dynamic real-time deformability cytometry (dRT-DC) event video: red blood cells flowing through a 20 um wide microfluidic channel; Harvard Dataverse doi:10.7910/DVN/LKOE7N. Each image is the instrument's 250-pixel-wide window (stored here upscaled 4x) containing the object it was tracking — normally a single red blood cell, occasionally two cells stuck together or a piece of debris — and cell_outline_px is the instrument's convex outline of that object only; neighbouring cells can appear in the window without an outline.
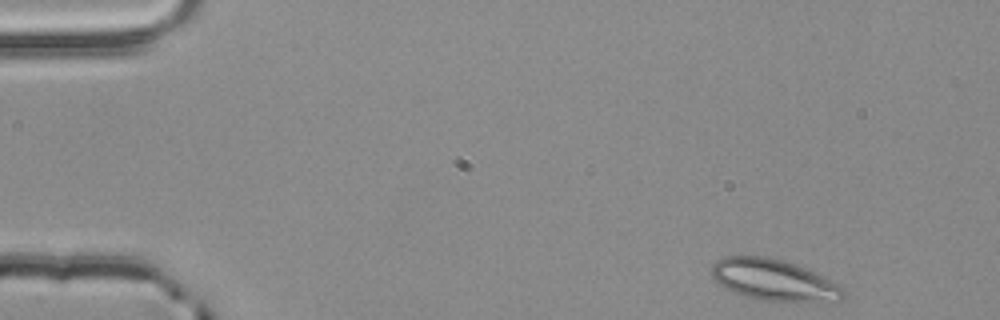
{"species": "common noctule bat (a hibernating species)", "species_latin": "Nyctalus noctula", "temperature_condition": "room temperature", "stored_images_in_passage": 50, "camera_frame_rate_fps": 3000, "um_per_image_px": 0.085, "animal": {"sex": "male", "body_mass_g": 20.4}, "frame": {"image": 1, "passage_image": 1, "time_ms": 0.0, "image_size_px": [1000, 320], "cell_outline_px": [[844, 296], [840, 300], [760, 300], [744, 296], [724, 288], [708, 272], [712, 264], [716, 260], [724, 256], [768, 256], [784, 260], [824, 276], [844, 288]], "centroid_in_image_um": [65.69, 23.76], "position_along_channel_um": 19.3, "area_um2": 31.39}}
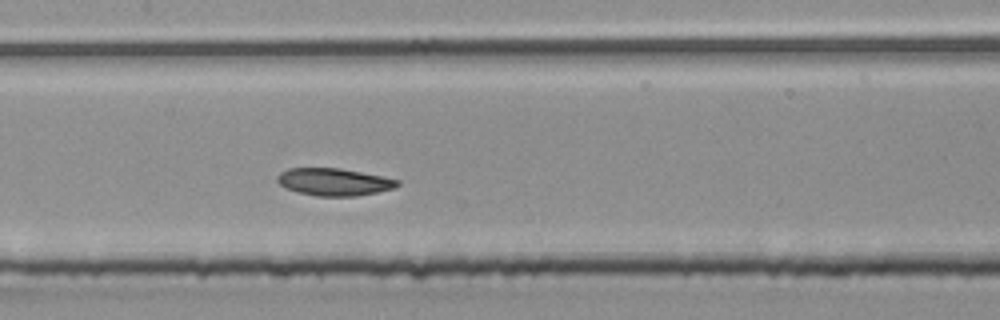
{"frame": {"image": 2, "passage_image": 22, "time_ms": 7.0, "image_size_px": [1000, 320], "cell_outline_px": [[400, 184], [396, 188], [356, 196], [316, 196], [300, 192], [288, 188], [280, 184], [276, 180], [276, 176], [280, 172], [288, 168], [340, 168], [384, 176], [400, 180]], "centroid_in_image_um": [28.43, 15.45], "position_along_channel_um": 179.0, "area_um2": 19.19}}
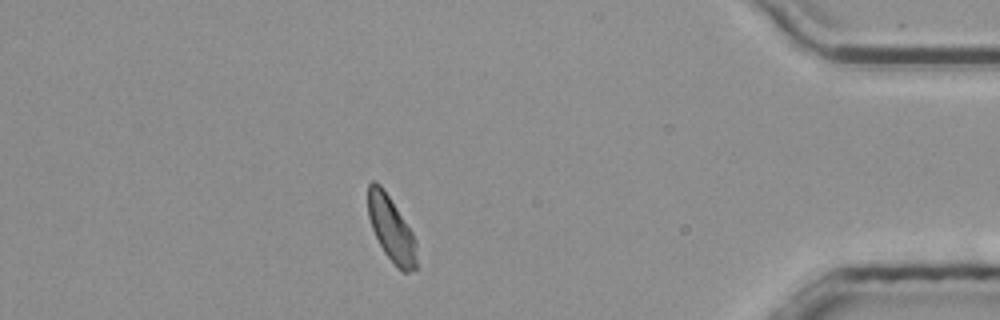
{"frame": {"image": 3, "passage_image": 43, "time_ms": 14.0, "image_size_px": [1000, 320], "cell_outline_px": [[416, 268], [408, 272], [404, 272], [384, 252], [372, 228], [368, 216], [368, 184], [372, 180], [376, 180], [380, 184], [412, 232], [416, 240]], "centroid_in_image_um": [33.24, 19.43], "position_along_channel_um": 402.0, "area_um2": 17.92}}